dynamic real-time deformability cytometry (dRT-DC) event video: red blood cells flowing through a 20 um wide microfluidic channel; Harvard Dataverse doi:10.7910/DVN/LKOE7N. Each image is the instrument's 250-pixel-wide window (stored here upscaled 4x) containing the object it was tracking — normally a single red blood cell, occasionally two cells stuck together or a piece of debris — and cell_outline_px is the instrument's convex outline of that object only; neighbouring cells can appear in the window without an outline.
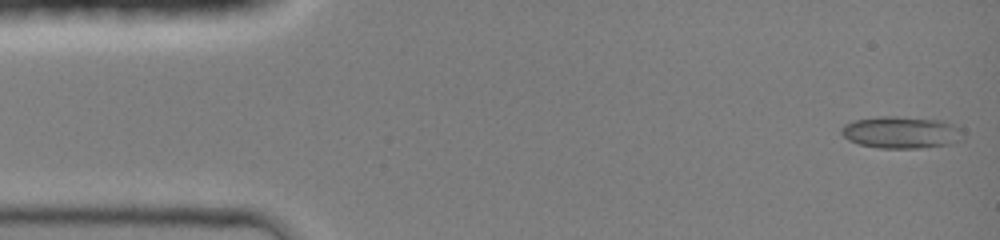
{"species": "common noctule bat (a hibernating species)", "species_latin": "Nyctalus noctula", "temperature_condition": "room temperature", "stored_images_in_passage": 44, "camera_frame_rate_fps": 3000, "um_per_image_px": 0.085, "animal": {"sex": "female", "body_mass_g": 19.0, "forearm_length_mm": 51.5}, "frame": {"image": 1, "passage_image": 1, "time_ms": 0.0, "image_size_px": [1000, 240], "cell_outline_px": [[964, 140], [952, 144], [920, 148], [876, 148], [860, 144], [848, 140], [840, 132], [840, 128], [844, 124], [856, 120], [876, 116], [896, 116], [940, 120], [952, 124], [960, 128]], "centroid_in_image_um": [76.6, 11.26], "position_along_channel_um": 8.4, "area_um2": 22.89}}
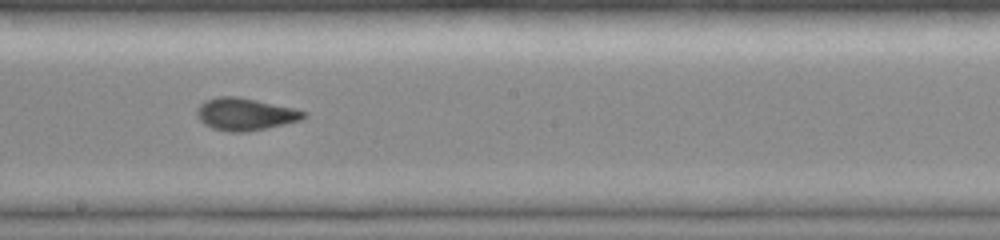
{"frame": {"image": 2, "passage_image": 24, "time_ms": 7.667, "image_size_px": [1000, 240], "cell_outline_px": [[308, 116], [300, 120], [284, 124], [244, 132], [228, 132], [212, 128], [204, 124], [196, 116], [196, 108], [204, 100], [220, 96], [240, 96], [292, 108], [308, 112]], "centroid_in_image_um": [20.8, 9.69], "position_along_channel_um": 227.4, "area_um2": 20.17}}
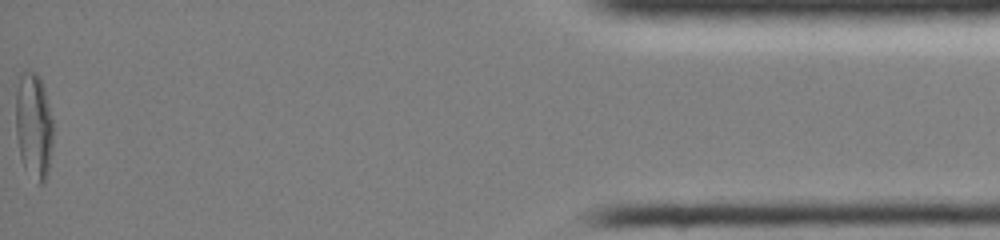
{"frame": {"image": 3, "passage_image": 44, "time_ms": 14.333, "image_size_px": [1000, 240], "cell_outline_px": [[52, 148], [48, 172], [44, 180], [40, 184], [24, 168], [20, 156], [16, 136], [16, 96], [20, 72], [24, 68], [28, 68], [36, 72], [40, 76], [44, 88], [52, 120]], "centroid_in_image_um": [2.85, 10.62], "position_along_channel_um": 432.3, "area_um2": 23.24}, "authors_computed_cell_mechanics": {"area_um2": 19.7676, "velocity_mm_per_s": 4.3193, "shape_relaxation_time_tau1_ms": null, "shape_relaxation_time_tau2_ms": 0.6478, "deformation_change_tau1": null, "deformation_change_tau2": 0.0527}}